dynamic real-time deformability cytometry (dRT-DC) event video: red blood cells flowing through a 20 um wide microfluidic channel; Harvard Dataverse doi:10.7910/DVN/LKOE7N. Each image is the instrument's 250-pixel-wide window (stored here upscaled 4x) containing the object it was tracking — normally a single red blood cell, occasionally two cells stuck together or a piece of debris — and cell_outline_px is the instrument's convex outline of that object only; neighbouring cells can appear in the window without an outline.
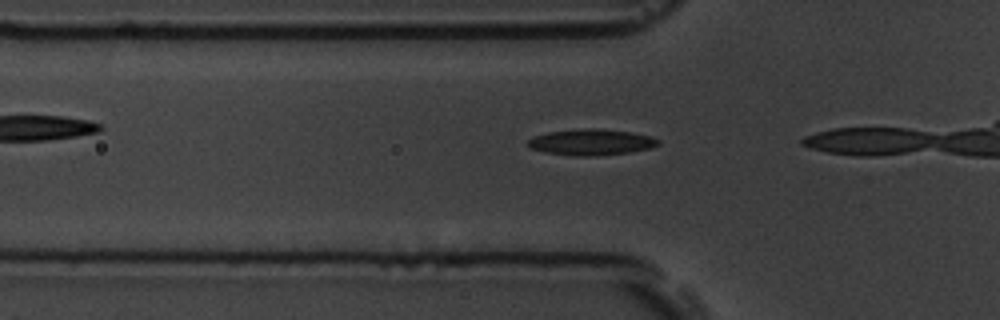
{"species": "common noctule bat (a hibernating species)", "species_latin": "Nyctalus noctula", "temperature_condition": "room temperature", "stored_images_in_passage": 4, "camera_frame_rate_fps": 3000, "um_per_image_px": 0.085, "animal": {"sex": "male", "body_mass_g": 19.5, "forearm_length_mm": 54.6}, "frame": {"image": 1, "passage_image": 2, "time_ms": 1.333, "image_size_px": [1000, 320], "cell_outline_px": [[660, 144], [652, 148], [628, 152], [592, 156], [572, 156], [544, 152], [528, 148], [524, 144], [532, 136], [548, 132], [580, 128], [592, 128], [628, 132], [648, 136], [660, 140]], "centroid_in_image_um": [50.16, 12.09], "position_along_channel_um": 75.6, "area_um2": 19.88}}